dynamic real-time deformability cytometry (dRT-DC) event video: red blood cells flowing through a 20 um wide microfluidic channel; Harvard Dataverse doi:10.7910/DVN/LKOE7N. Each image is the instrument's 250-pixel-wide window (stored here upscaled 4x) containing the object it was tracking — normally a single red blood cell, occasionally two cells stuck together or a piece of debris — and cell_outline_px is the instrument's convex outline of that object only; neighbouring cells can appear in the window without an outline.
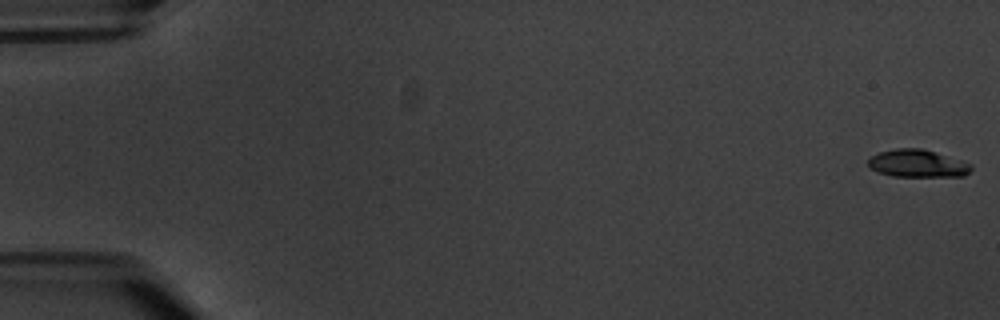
{"species": "common noctule bat (a hibernating species)", "species_latin": "Nyctalus noctula", "temperature_condition": "warm", "stored_images_in_passage": 6, "camera_frame_rate_fps": 3000, "um_per_image_px": 0.085, "animal": {"sex": "male", "body_mass_g": 20.1, "forearm_length_mm": 53.5}, "frame": {"image": 1, "passage_image": 1, "time_ms": 0.0, "image_size_px": [1000, 320], "cell_outline_px": [[972, 168], [964, 176], [892, 176], [880, 172], [872, 168], [868, 164], [868, 160], [872, 156], [880, 152], [896, 148], [920, 148], [960, 160], [972, 164]], "centroid_in_image_um": [77.99, 13.9], "position_along_channel_um": 7.0, "area_um2": 16.18}}
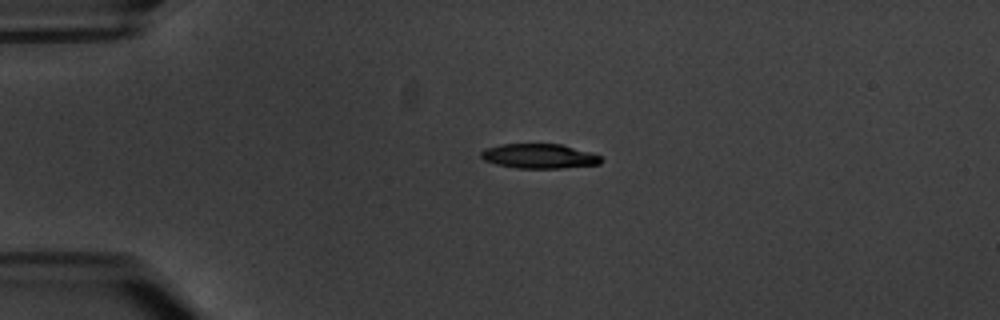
{"frame": {"image": 2, "passage_image": 5, "time_ms": 4.667, "image_size_px": [1000, 320], "cell_outline_px": [[604, 160], [600, 164], [560, 168], [516, 168], [496, 164], [484, 160], [480, 156], [480, 152], [484, 148], [500, 144], [560, 144], [592, 152], [600, 156]], "centroid_in_image_um": [45.83, 13.27], "position_along_channel_um": 39.2, "area_um2": 17.34}}